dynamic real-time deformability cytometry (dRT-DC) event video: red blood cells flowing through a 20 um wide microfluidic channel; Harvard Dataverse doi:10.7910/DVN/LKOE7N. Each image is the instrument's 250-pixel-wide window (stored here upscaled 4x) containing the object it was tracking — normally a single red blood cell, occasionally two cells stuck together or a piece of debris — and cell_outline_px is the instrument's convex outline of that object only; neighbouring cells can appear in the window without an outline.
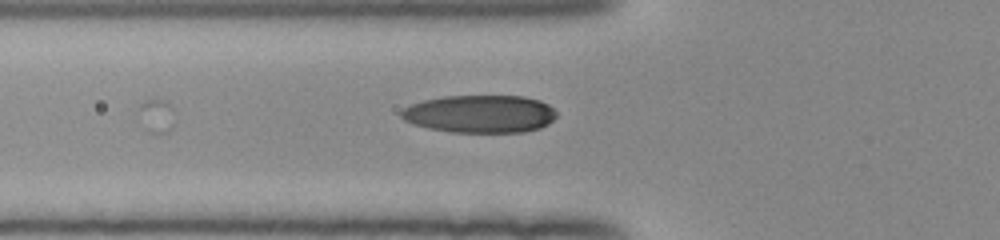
{"species": "human", "species_latin": "Homo sapiens", "temperature_condition": "room temperature", "stored_images_in_passage": 34, "camera_frame_rate_fps": 3000, "um_per_image_px": 0.085, "donor": {"sex": "female"}, "frame": {"image": 1, "passage_image": 2, "time_ms": 0.333, "image_size_px": [1000, 240], "cell_outline_px": [[556, 116], [548, 124], [540, 128], [524, 132], [452, 132], [428, 128], [404, 120], [400, 116], [400, 112], [404, 108], [412, 104], [424, 100], [444, 96], [524, 96], [540, 100], [548, 104], [556, 112]], "centroid_in_image_um": [40.82, 9.68], "position_along_channel_um": 85.0, "area_um2": 34.1}}
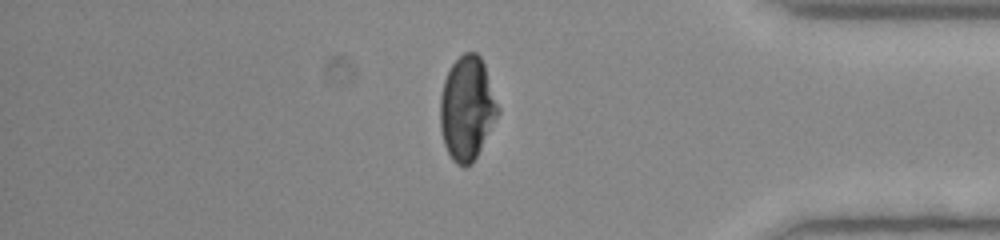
{"frame": {"image": 2, "passage_image": 27, "time_ms": 8.667, "image_size_px": [1000, 240], "cell_outline_px": [[500, 112], [472, 164], [464, 168], [456, 164], [452, 160], [444, 144], [440, 128], [440, 96], [444, 80], [452, 64], [464, 52], [476, 52], [480, 56], [484, 64], [500, 108]], "centroid_in_image_um": [39.7, 9.22], "position_along_channel_um": 395.5, "area_um2": 35.03}, "authors_computed_cell_mechanics": {"area_um2": 32.8593, "velocity_mm_per_s": 3.6532, "shape_relaxation_time_tau1_ms": 2.041, "shape_relaxation_time_tau2_ms": null, "deformation_change_tau1": 0.4724, "deformation_change_tau2": null}}